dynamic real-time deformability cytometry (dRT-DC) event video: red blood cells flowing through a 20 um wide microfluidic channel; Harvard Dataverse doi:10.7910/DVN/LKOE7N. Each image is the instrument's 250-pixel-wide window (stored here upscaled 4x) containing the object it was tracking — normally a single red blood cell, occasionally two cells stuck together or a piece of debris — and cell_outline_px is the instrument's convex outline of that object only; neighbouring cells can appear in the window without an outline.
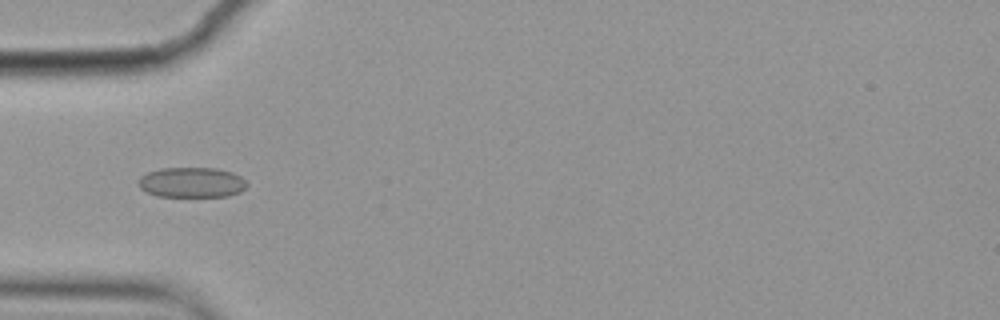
{"species": "common noctule bat (a hibernating species)", "species_latin": "Nyctalus noctula", "temperature_condition": "cold", "stored_images_in_passage": 11, "camera_frame_rate_fps": 3000, "um_per_image_px": 0.085, "animal": {"sex": "female", "body_mass_g": 19.9}, "frame": {"image": 1, "passage_image": 5, "time_ms": 1.333, "image_size_px": [1000, 320], "cell_outline_px": [[248, 184], [240, 192], [228, 196], [156, 196], [140, 188], [136, 184], [136, 180], [140, 176], [148, 172], [160, 168], [216, 168], [232, 172], [240, 176]], "centroid_in_image_um": [16.25, 15.5], "position_along_channel_um": 68.7, "area_um2": 19.19}}
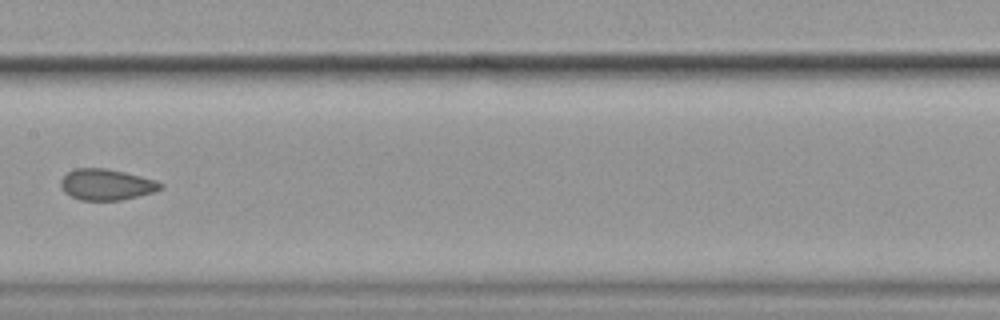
{"frame": {"image": 2, "passage_image": 8, "time_ms": 2.333, "image_size_px": [1000, 320], "cell_outline_px": [[164, 188], [152, 192], [120, 200], [80, 200], [64, 192], [60, 188], [60, 180], [68, 172], [76, 168], [108, 168], [140, 176], [164, 184]], "centroid_in_image_um": [9.01, 15.68], "position_along_channel_um": 198.4, "area_um2": 17.92}}
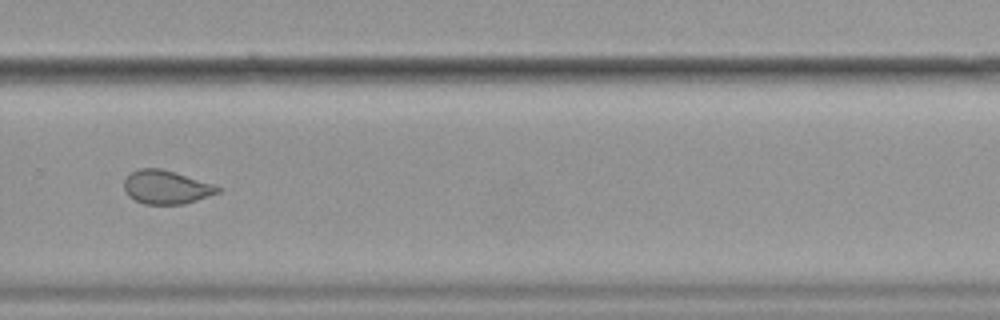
{"frame": {"image": 3, "passage_image": 11, "time_ms": 3.333, "image_size_px": [1000, 320], "cell_outline_px": [[220, 192], [184, 204], [144, 204], [128, 196], [124, 188], [124, 180], [132, 172], [140, 168], [160, 168], [216, 184], [220, 188]], "centroid_in_image_um": [14.14, 15.91], "position_along_channel_um": 315.7, "area_um2": 18.26}}